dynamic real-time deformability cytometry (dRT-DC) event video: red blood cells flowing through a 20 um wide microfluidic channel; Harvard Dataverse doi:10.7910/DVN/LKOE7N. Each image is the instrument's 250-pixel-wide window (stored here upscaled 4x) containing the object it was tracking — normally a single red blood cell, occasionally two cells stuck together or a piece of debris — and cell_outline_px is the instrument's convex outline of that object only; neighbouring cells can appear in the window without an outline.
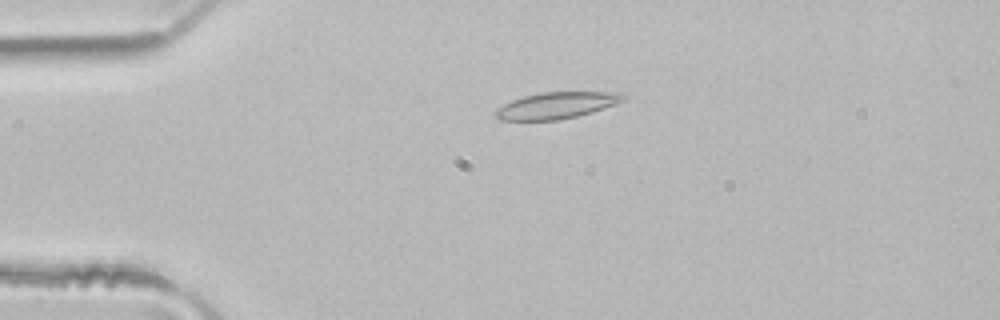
{"species": "common noctule bat (a hibernating species)", "species_latin": "Nyctalus noctula", "temperature_condition": "room temperature", "stored_images_in_passage": 48, "camera_frame_rate_fps": 3000, "um_per_image_px": 0.085, "animal": {"sex": "male", "body_mass_g": 21.5, "forearm_length_mm": 52.0}, "frame": {"image": 1, "passage_image": 10, "time_ms": 3.0, "image_size_px": [1000, 320], "cell_outline_px": [[628, 96], [624, 100], [616, 104], [592, 112], [576, 116], [556, 120], [500, 120], [492, 112], [504, 104], [512, 100], [524, 96], [540, 92], [628, 92]], "centroid_in_image_um": [47.35, 8.94], "position_along_channel_um": 37.6, "area_um2": 19.83}}
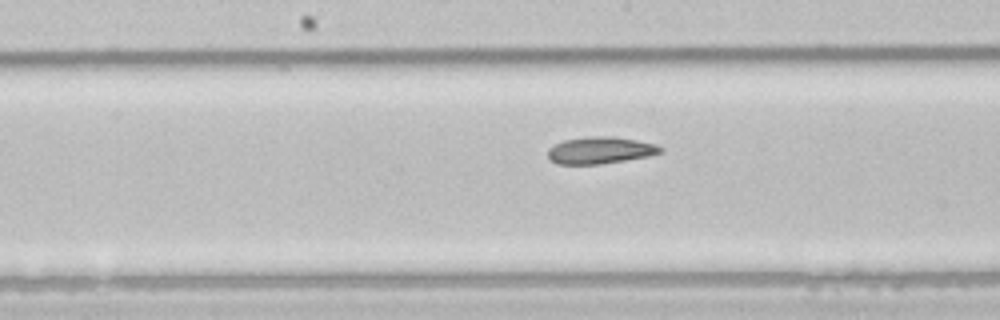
{"frame": {"image": 2, "passage_image": 24, "time_ms": 7.667, "image_size_px": [1000, 320], "cell_outline_px": [[664, 152], [648, 156], [600, 164], [556, 164], [548, 156], [548, 148], [564, 140], [588, 136], [612, 136], [636, 140], [656, 144], [664, 148]], "centroid_in_image_um": [51.04, 12.77], "position_along_channel_um": 197.2, "area_um2": 17.63}}
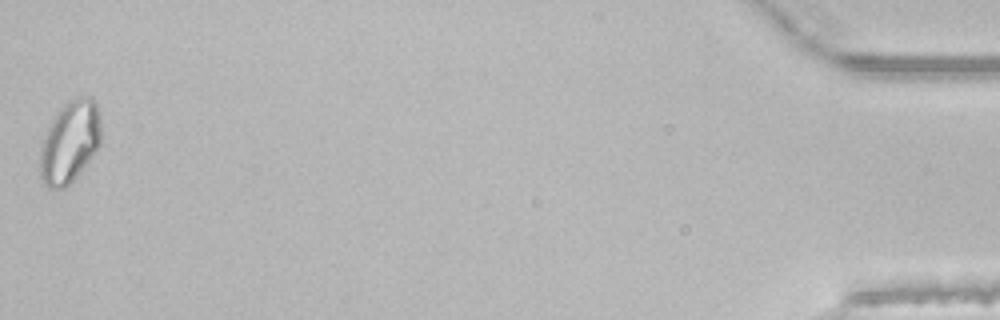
{"frame": {"image": 3, "passage_image": 48, "time_ms": 15.667, "image_size_px": [1000, 320], "cell_outline_px": [[100, 144], [92, 156], [68, 188], [48, 188], [40, 180], [40, 148], [48, 128], [52, 120], [60, 108], [68, 100], [80, 96], [88, 96], [96, 104], [100, 120]], "centroid_in_image_um": [5.92, 12.1], "position_along_channel_um": 429.3, "area_um2": 29.07}, "authors_computed_cell_mechanics": {"area_um2": 19.7098, "velocity_mm_per_s": 4.1343, "shape_relaxation_time_tau1_ms": null, "shape_relaxation_time_tau2_ms": 9.6021, "deformation_change_tau1": null, "deformation_change_tau2": 0.1781}}